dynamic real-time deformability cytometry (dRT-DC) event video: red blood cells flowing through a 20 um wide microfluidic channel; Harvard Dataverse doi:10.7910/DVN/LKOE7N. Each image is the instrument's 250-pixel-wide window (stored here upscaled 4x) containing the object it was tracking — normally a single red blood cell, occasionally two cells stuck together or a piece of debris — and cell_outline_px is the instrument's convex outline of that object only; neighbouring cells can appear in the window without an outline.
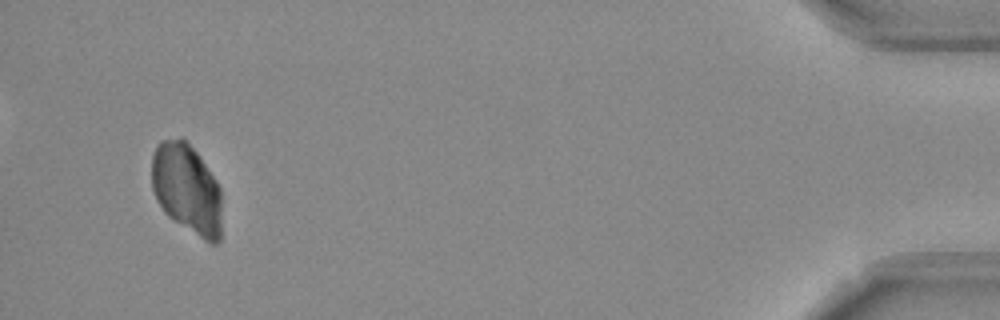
{"species": "Egyptian fruit bat (a non-hibernating species)", "species_latin": "Rousettus aegyptiacus", "temperature_condition": "room temperature", "stored_images_in_passage": 45, "camera_frame_rate_fps": 3000, "um_per_image_px": 0.085, "frame": {"image": 1, "passage_image": 43, "time_ms": 14.0, "image_size_px": [1000, 320], "cell_outline_px": [[220, 240], [216, 244], [208, 244], [172, 220], [164, 212], [156, 200], [152, 188], [152, 156], [156, 148], [164, 140], [180, 136], [196, 152], [216, 180], [220, 188]], "centroid_in_image_um": [15.87, 16.1], "position_along_channel_um": 419.3, "area_um2": 36.82}}